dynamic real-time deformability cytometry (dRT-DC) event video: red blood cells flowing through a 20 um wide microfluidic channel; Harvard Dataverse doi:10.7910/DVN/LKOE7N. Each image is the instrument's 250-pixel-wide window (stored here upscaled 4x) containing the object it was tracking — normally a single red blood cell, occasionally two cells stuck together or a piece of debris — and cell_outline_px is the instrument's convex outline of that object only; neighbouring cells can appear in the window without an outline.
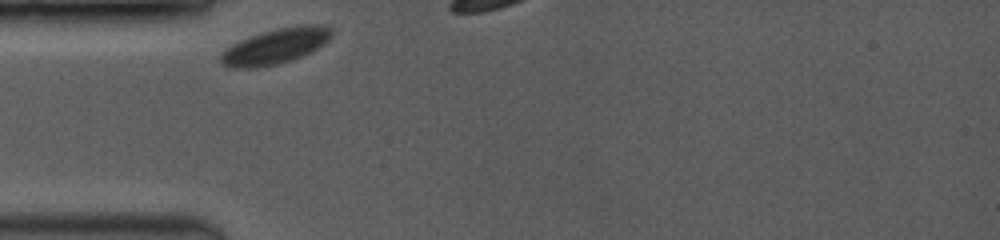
{"species": "common noctule bat (a hibernating species)", "species_latin": "Nyctalus noctula", "temperature_condition": "room temperature", "stored_images_in_passage": 8, "camera_frame_rate_fps": 3500, "um_per_image_px": 0.085, "animal": {"sex": "female", "body_mass_g": 19.0, "forearm_length_mm": 53.3}, "frame": {"image": 1, "passage_image": 1, "time_ms": 0.0, "image_size_px": [1000, 240], "cell_outline_px": [[332, 36], [324, 44], [312, 52], [292, 60], [276, 64], [256, 68], [228, 68], [220, 64], [220, 52], [232, 44], [248, 36], [260, 32], [276, 28], [300, 24], [324, 24], [332, 32]], "centroid_in_image_um": [23.39, 3.92], "position_along_channel_um": 61.6, "area_um2": 23.35}}
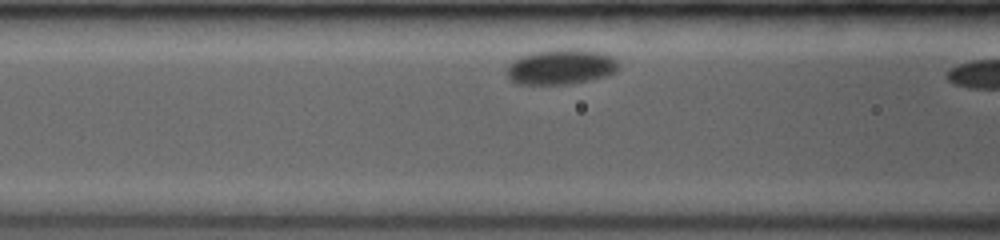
{"frame": {"image": 2, "passage_image": 7, "time_ms": 1.714, "image_size_px": [1000, 240], "cell_outline_px": [[620, 64], [616, 72], [608, 76], [588, 80], [564, 84], [516, 84], [508, 80], [508, 64], [520, 56], [536, 52], [560, 48], [580, 48], [600, 52], [612, 56]], "centroid_in_image_um": [47.7, 5.67], "position_along_channel_um": 118.9, "area_um2": 23.18}}